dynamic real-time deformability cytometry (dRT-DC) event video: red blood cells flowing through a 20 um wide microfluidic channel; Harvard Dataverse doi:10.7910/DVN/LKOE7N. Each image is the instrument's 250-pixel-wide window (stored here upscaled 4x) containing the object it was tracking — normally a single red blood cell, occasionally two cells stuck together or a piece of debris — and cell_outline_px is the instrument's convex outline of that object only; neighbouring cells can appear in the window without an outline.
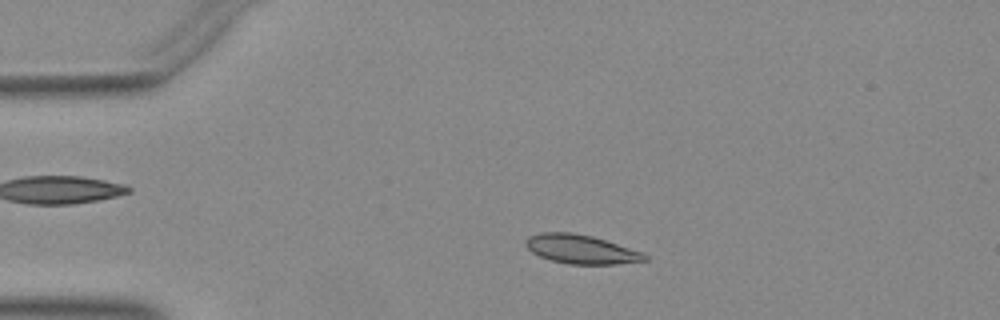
{"species": "Egyptian fruit bat (a non-hibernating species)", "species_latin": "Rousettus aegyptiacus", "temperature_condition": "warm", "stored_images_in_passage": 42, "camera_frame_rate_fps": 3000, "um_per_image_px": 0.085, "animal": {"sex": "female"}, "frame": {"image": 1, "passage_image": 5, "time_ms": 1.333, "image_size_px": [1000, 320], "cell_outline_px": [[648, 260], [616, 264], [568, 264], [552, 260], [540, 256], [532, 252], [524, 244], [524, 240], [528, 236], [540, 232], [572, 232], [592, 236], [644, 252], [648, 256]], "centroid_in_image_um": [49.38, 21.18], "position_along_channel_um": 35.6, "area_um2": 20.17}}
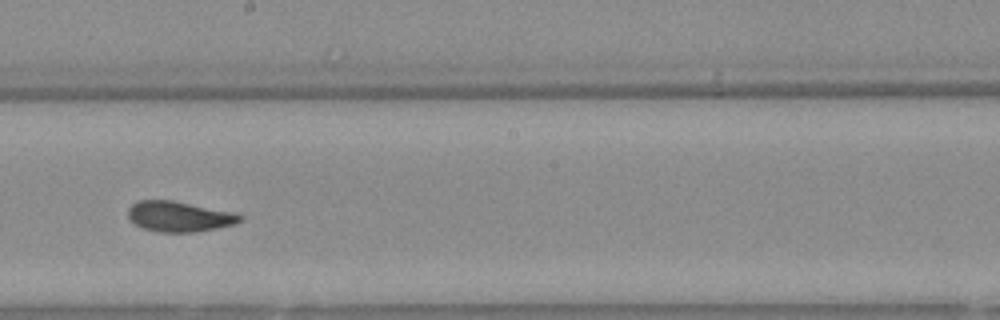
{"frame": {"image": 2, "passage_image": 23, "time_ms": 7.333, "image_size_px": [1000, 320], "cell_outline_px": [[244, 216], [236, 224], [196, 232], [160, 232], [140, 228], [128, 216], [128, 208], [132, 204], [140, 200], [172, 200], [236, 212]], "centroid_in_image_um": [15.25, 18.4], "position_along_channel_um": 232.9, "area_um2": 19.94}}
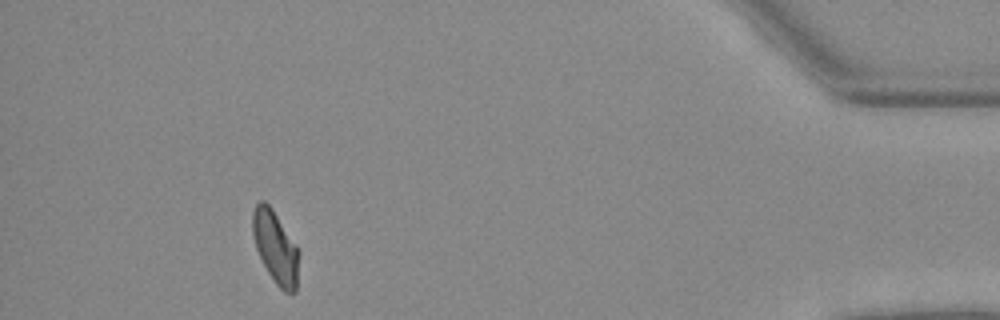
{"frame": {"image": 3, "passage_image": 41, "time_ms": 13.333, "image_size_px": [1000, 320], "cell_outline_px": [[300, 252], [296, 292], [292, 296], [284, 292], [276, 284], [268, 272], [256, 248], [252, 232], [252, 212], [256, 204], [260, 200], [264, 200], [272, 208], [296, 244]], "centroid_in_image_um": [23.44, 21.04], "position_along_channel_um": 411.8, "area_um2": 19.77}}